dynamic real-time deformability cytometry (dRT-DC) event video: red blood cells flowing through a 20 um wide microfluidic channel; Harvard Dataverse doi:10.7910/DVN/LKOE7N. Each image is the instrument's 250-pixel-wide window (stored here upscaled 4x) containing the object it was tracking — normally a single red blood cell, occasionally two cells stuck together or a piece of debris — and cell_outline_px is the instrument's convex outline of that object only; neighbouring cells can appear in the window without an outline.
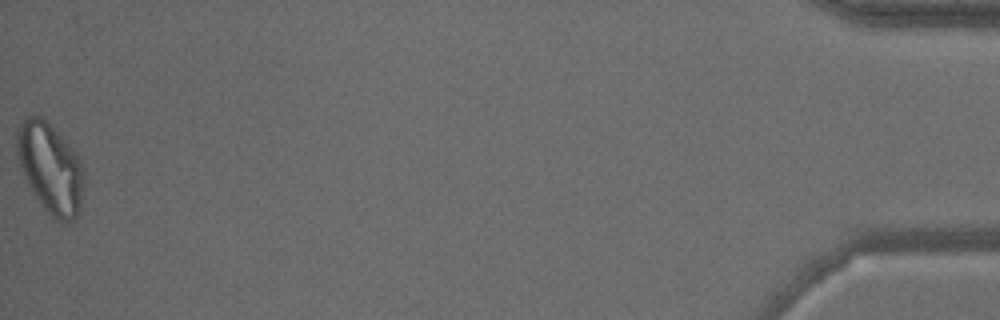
{"species": "common noctule bat (a hibernating species)", "species_latin": "Nyctalus noctula", "temperature_condition": "warm", "stored_images_in_passage": 43, "camera_frame_rate_fps": 3000, "um_per_image_px": 0.085, "animal": {"sex": "male", "body_mass_g": 15.6}, "frame": {"image": 1, "passage_image": 43, "time_ms": 14.0, "image_size_px": [1000, 320], "cell_outline_px": [[84, 184], [80, 208], [76, 216], [72, 220], [60, 224], [52, 220], [40, 204], [28, 184], [24, 176], [16, 156], [16, 136], [20, 124], [32, 112], [40, 116], [60, 136], [80, 160], [84, 172]], "centroid_in_image_um": [4.26, 14.35], "position_along_channel_um": 430.9, "area_um2": 35.2}}